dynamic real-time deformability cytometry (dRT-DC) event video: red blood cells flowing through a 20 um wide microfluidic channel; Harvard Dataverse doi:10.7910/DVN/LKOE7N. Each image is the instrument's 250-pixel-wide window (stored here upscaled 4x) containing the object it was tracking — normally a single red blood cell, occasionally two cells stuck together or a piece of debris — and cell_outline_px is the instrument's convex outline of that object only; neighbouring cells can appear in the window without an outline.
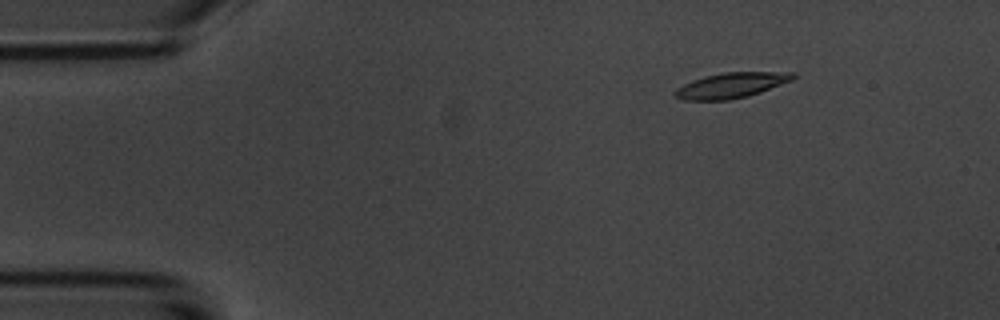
{"species": "common noctule bat (a hibernating species)", "species_latin": "Nyctalus noctula", "temperature_condition": "room temperature", "stored_images_in_passage": 5, "camera_frame_rate_fps": 3000, "um_per_image_px": 0.085, "animal": {"sex": "male", "body_mass_g": 20.1, "forearm_length_mm": 53.5}, "frame": {"image": 1, "passage_image": 5, "time_ms": 5.667, "image_size_px": [1000, 320], "cell_outline_px": [[796, 76], [792, 80], [760, 92], [748, 96], [728, 100], [684, 100], [676, 96], [672, 92], [676, 88], [692, 80], [704, 76], [724, 72], [796, 72]], "centroid_in_image_um": [62.15, 7.25], "position_along_channel_um": 22.9, "area_um2": 17.4}}